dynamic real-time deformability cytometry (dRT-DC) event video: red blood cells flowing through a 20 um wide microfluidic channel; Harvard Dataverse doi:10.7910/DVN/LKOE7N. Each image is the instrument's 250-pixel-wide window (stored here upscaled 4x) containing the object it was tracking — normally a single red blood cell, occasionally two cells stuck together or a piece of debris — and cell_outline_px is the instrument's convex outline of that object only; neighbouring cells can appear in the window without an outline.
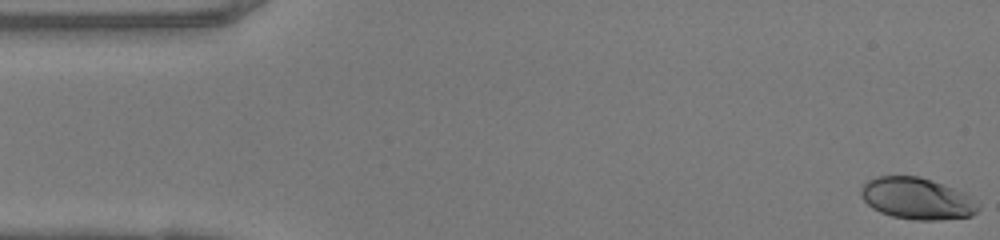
{"species": "human", "species_latin": "Homo sapiens", "temperature_condition": "warm", "stored_images_in_passage": 49, "camera_frame_rate_fps": 3000, "um_per_image_px": 0.085, "donor": {"sex": "female"}, "frame": {"image": 1, "passage_image": 1, "time_ms": 0.0, "image_size_px": [1000, 240], "cell_outline_px": [[980, 208], [972, 216], [940, 220], [916, 220], [892, 216], [880, 212], [872, 208], [860, 196], [860, 188], [868, 180], [876, 176], [920, 176], [932, 180], [964, 192], [980, 204]], "centroid_in_image_um": [77.95, 16.87], "position_along_channel_um": 7.1, "area_um2": 28.61}}
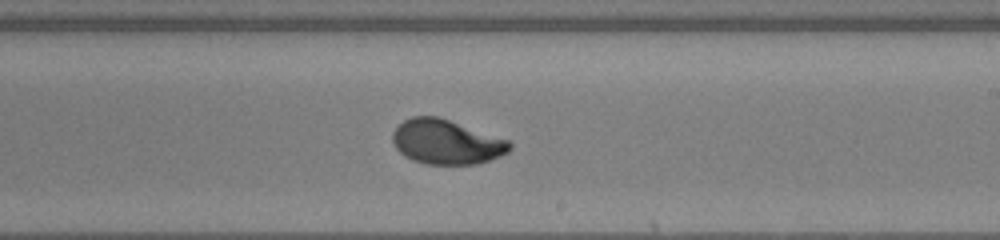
{"frame": {"image": 2, "passage_image": 28, "time_ms": 9.0, "image_size_px": [1000, 240], "cell_outline_px": [[512, 148], [508, 152], [500, 156], [476, 164], [428, 164], [412, 160], [404, 156], [396, 148], [392, 140], [392, 132], [404, 120], [412, 116], [440, 116], [508, 140], [512, 144]], "centroid_in_image_um": [37.93, 12.06], "position_along_channel_um": 251.1, "area_um2": 30.46}}
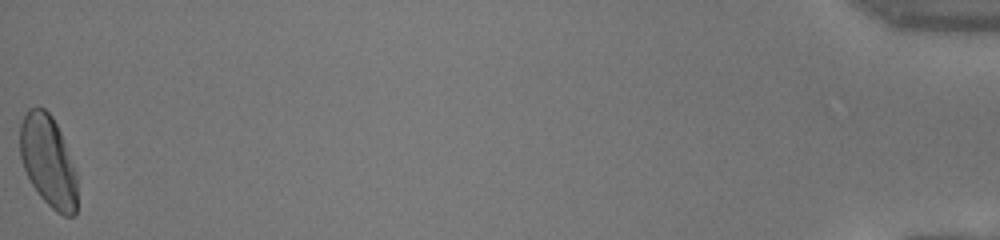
{"frame": {"image": 3, "passage_image": 49, "time_ms": 16.0, "image_size_px": [1000, 240], "cell_outline_px": [[76, 212], [72, 216], [64, 216], [56, 212], [40, 196], [32, 184], [24, 168], [20, 156], [20, 124], [28, 108], [44, 108], [52, 116], [60, 132], [76, 172]], "centroid_in_image_um": [4.08, 13.7], "position_along_channel_um": 431.1, "area_um2": 30.06}, "authors_computed_cell_mechanics": {"area_um2": 29.9404, "velocity_mm_per_s": 4.1611, "shape_relaxation_time_tau1_ms": 3.8967, "shape_relaxation_time_tau2_ms": null, "deformation_change_tau1": 0.1847, "deformation_change_tau2": null}}